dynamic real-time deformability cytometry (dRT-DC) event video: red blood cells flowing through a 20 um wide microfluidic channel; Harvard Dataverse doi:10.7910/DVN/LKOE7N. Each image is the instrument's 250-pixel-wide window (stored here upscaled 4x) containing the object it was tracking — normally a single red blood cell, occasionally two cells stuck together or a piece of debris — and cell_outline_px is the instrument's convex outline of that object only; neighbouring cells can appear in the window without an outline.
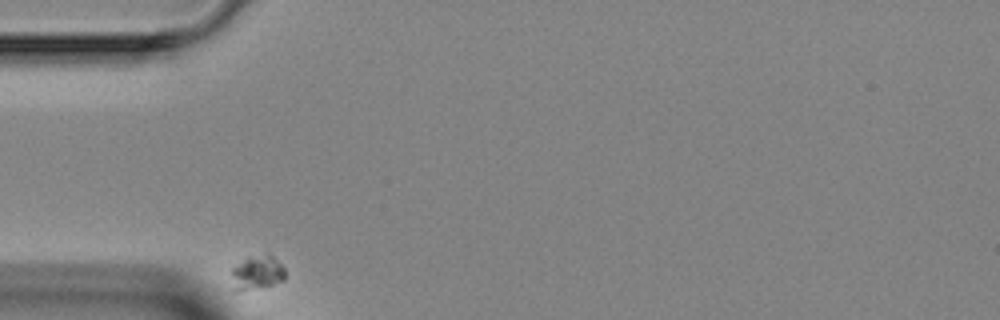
{"species": "Egyptian fruit bat (a non-hibernating species)", "species_latin": "Rousettus aegyptiacus", "temperature_condition": "room temperature", "stored_images_in_passage": 9, "camera_frame_rate_fps": 3000, "um_per_image_px": 0.085, "animal": {"sex": "female"}, "frame": {"image": 1, "passage_image": 1, "time_ms": 0.0, "image_size_px": [1000, 320], "cell_outline_px": [[284, 280], [272, 284], [236, 292], [232, 292], [232, 268], [248, 256], [268, 252], [284, 268]], "centroid_in_image_um": [21.81, 23.16], "position_along_channel_um": 63.2, "area_um2": 10.75}}
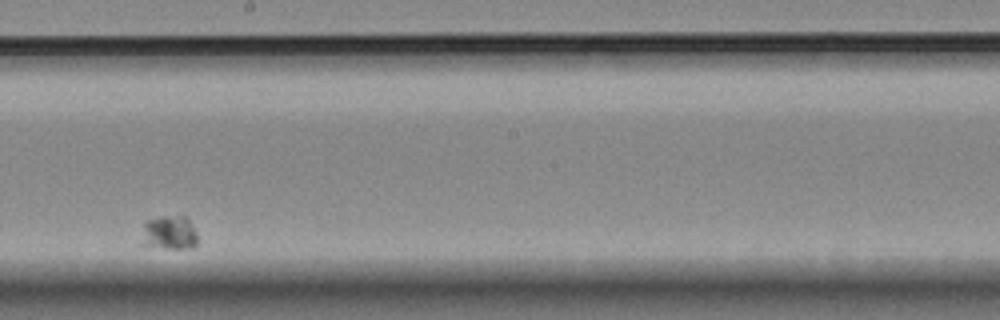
{"frame": {"image": 2, "passage_image": 6, "time_ms": 6.0, "image_size_px": [1000, 320], "cell_outline_px": [[196, 244], [192, 248], [164, 248], [140, 244], [144, 224], [148, 220], [160, 216], [184, 216], [188, 220], [196, 232]], "centroid_in_image_um": [14.36, 19.79], "position_along_channel_um": 233.8, "area_um2": 11.04}}
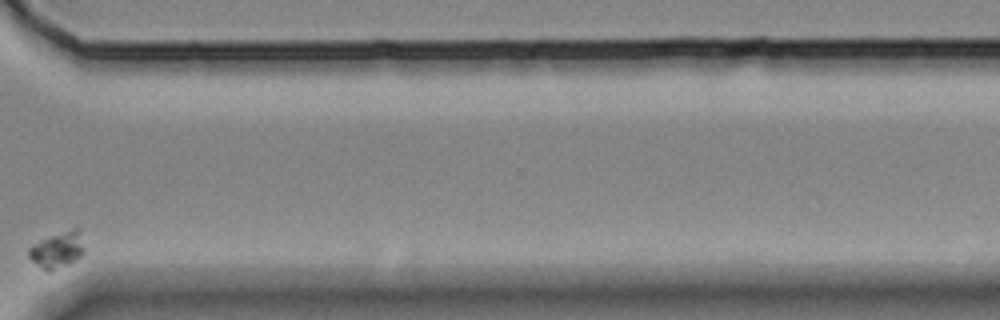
{"frame": {"image": 3, "passage_image": 9, "time_ms": 10.333, "image_size_px": [1000, 320], "cell_outline_px": [[84, 248], [80, 256], [52, 272], [48, 272], [40, 268], [28, 256], [28, 248], [40, 240], [76, 228], [80, 228]], "centroid_in_image_um": [4.85, 21.26], "position_along_channel_um": 365.7, "area_um2": 11.39}}